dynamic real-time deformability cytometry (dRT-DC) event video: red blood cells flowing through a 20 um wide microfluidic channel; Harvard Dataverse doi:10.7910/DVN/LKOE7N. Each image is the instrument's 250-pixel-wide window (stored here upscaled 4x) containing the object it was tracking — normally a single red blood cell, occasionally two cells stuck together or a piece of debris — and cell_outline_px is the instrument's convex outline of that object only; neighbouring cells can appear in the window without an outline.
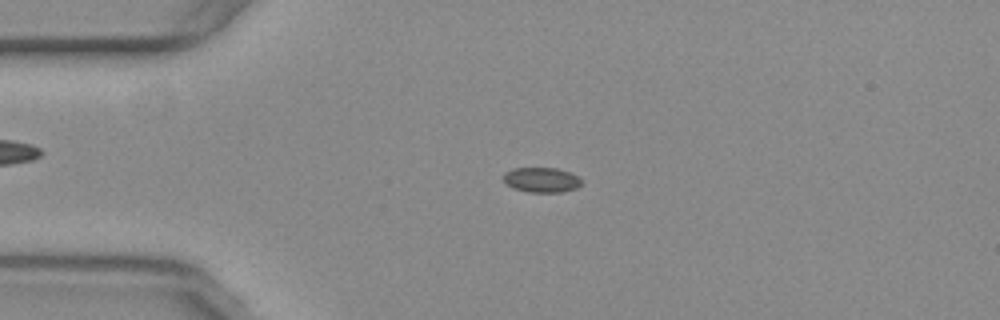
{"species": "common noctule bat (a hibernating species)", "species_latin": "Nyctalus noctula", "temperature_condition": "warm", "stored_images_in_passage": 55, "camera_frame_rate_fps": 3000, "um_per_image_px": 0.085, "animal": {"sex": "female", "body_mass_g": 29.2, "forearm_length_mm": 56.3}, "frame": {"image": 1, "passage_image": 13, "time_ms": 4.0, "image_size_px": [1000, 320], "cell_outline_px": [[580, 184], [576, 188], [560, 192], [528, 192], [512, 188], [500, 176], [504, 172], [512, 168], [556, 168], [568, 172], [576, 176], [580, 180]], "centroid_in_image_um": [45.95, 15.28], "position_along_channel_um": 39.1, "area_um2": 11.27}}
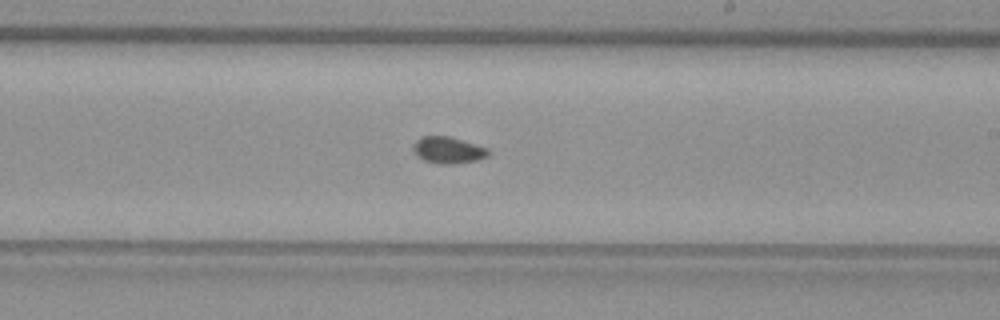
{"frame": {"image": 2, "passage_image": 32, "time_ms": 10.333, "image_size_px": [1000, 320], "cell_outline_px": [[492, 152], [488, 156], [480, 160], [456, 164], [440, 164], [424, 160], [416, 156], [412, 152], [412, 144], [420, 136], [448, 136], [488, 148]], "centroid_in_image_um": [38.08, 12.77], "position_along_channel_um": 250.9, "area_um2": 11.96}}
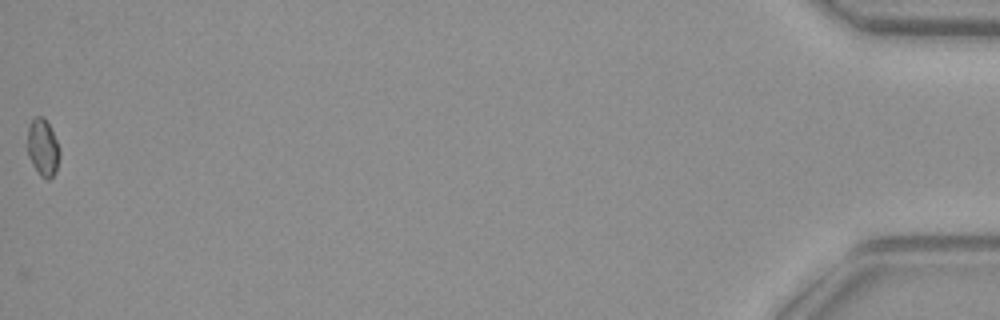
{"frame": {"image": 3, "passage_image": 55, "time_ms": 18.0, "image_size_px": [1000, 320], "cell_outline_px": [[60, 156], [56, 172], [48, 180], [44, 180], [40, 176], [32, 164], [28, 156], [28, 128], [32, 120], [36, 116], [44, 116], [60, 148]], "centroid_in_image_um": [3.65, 12.58], "position_along_channel_um": 431.5, "area_um2": 10.75}, "authors_computed_cell_mechanics": {"area_um2": 11.271, "velocity_mm_per_s": 3.7728, "shape_relaxation_time_tau1_ms": null, "shape_relaxation_time_tau2_ms": 2.7439, "deformation_change_tau1": null, "deformation_change_tau2": 0.0496}}